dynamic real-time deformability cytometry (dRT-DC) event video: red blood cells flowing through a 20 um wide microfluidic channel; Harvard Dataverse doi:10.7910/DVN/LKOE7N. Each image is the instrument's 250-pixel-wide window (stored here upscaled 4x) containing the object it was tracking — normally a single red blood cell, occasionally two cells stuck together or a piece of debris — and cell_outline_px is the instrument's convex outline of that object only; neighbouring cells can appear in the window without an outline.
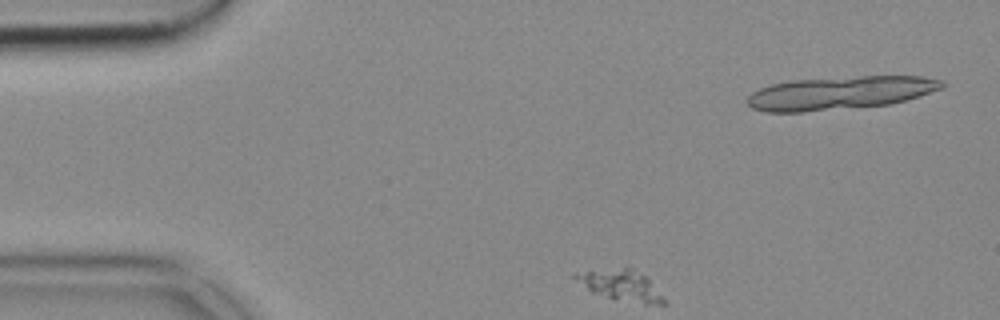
{"species": "common noctule bat (a hibernating species)", "species_latin": "Nyctalus noctula", "temperature_condition": "cold", "stored_images_in_passage": 48, "camera_frame_rate_fps": 3000, "um_per_image_px": 0.085, "animal": {"sex": "female", "body_mass_g": 18.4}, "frame": {"image": 1, "passage_image": 2, "time_ms": 0.333, "image_size_px": [1000, 320], "cell_outline_px": [[664, 304], [644, 304], [608, 296], [592, 292], [572, 276], [572, 272], [624, 268], [628, 268], [644, 276], [648, 280], [664, 300]], "centroid_in_image_um": [52.71, 24.23], "position_along_channel_um": 32.3, "area_um2": 14.8}}
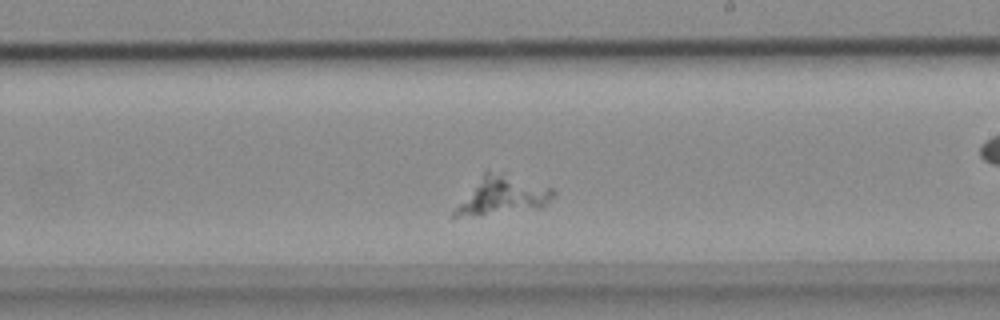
{"frame": {"image": 2, "passage_image": 24, "time_ms": 7.667, "image_size_px": [1000, 320], "cell_outline_px": [[556, 192], [544, 208], [456, 216], [452, 216], [452, 212], [484, 172], [504, 172], [552, 188]], "centroid_in_image_um": [42.78, 16.59], "position_along_channel_um": 246.2, "area_um2": 21.21}}
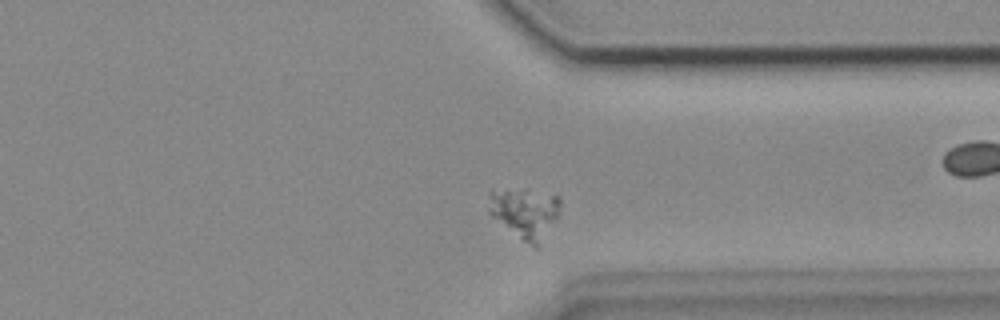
{"frame": {"image": 3, "passage_image": 34, "time_ms": 11.0, "image_size_px": [1000, 320], "cell_outline_px": [[560, 204], [556, 216], [540, 248], [536, 248], [524, 240], [492, 216], [488, 212], [488, 188], [524, 188], [560, 196]], "centroid_in_image_um": [44.58, 18.02], "position_along_channel_um": 366.8, "area_um2": 21.27}}